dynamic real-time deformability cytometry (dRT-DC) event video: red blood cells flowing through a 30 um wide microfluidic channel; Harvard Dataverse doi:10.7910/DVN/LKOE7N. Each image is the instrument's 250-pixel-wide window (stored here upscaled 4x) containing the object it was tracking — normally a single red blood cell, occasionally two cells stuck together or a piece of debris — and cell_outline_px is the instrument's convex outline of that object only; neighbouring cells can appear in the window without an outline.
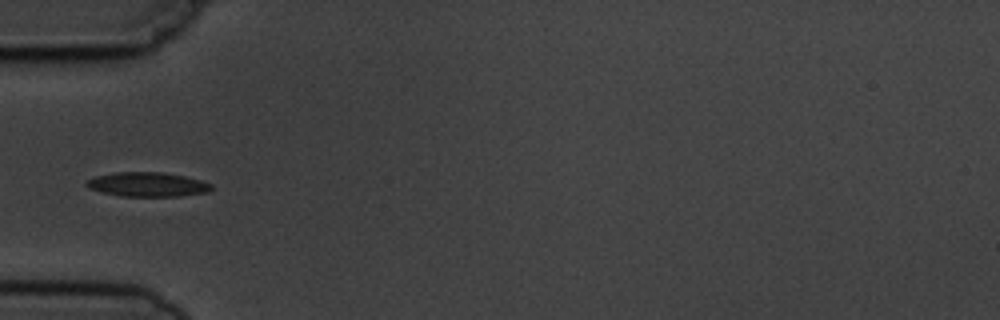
{"species": "common noctule bat (a hibernating species)", "species_latin": "Nyctalus noctula", "temperature_condition": "cold", "stored_images_in_passage": 6, "camera_frame_rate_fps": 3000, "um_per_image_px": 0.085, "animal": {"sex": "male", "body_mass_g": 19.5, "forearm_length_mm": 54.6}, "frame": {"image": 1, "passage_image": 6, "time_ms": 5.667, "image_size_px": [1000, 320], "cell_outline_px": [[212, 188], [208, 192], [180, 196], [120, 196], [88, 188], [84, 184], [88, 180], [96, 176], [116, 172], [164, 172], [184, 176], [200, 180], [212, 184]], "centroid_in_image_um": [12.54, 15.67], "position_along_channel_um": 72.5, "area_um2": 17.63}}